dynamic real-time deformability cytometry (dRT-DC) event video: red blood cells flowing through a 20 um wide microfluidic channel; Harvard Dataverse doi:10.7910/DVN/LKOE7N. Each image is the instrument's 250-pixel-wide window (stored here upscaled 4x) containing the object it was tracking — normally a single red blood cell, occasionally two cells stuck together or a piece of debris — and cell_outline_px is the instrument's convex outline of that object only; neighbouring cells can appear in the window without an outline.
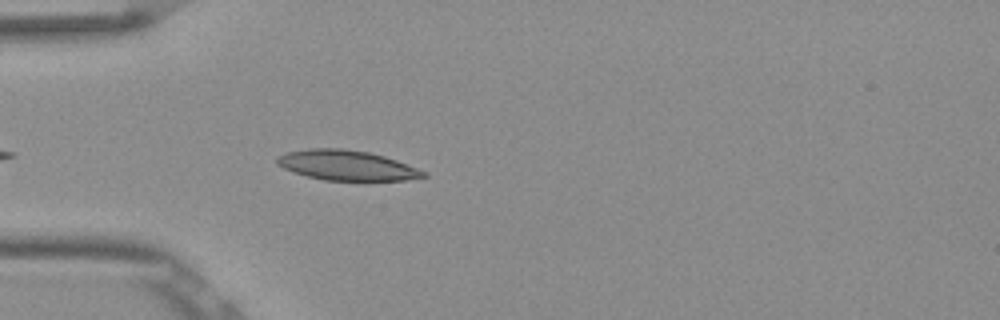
{"species": "Egyptian fruit bat (a non-hibernating species)", "species_latin": "Rousettus aegyptiacus", "temperature_condition": "room temperature", "stored_images_in_passage": 33, "camera_frame_rate_fps": 3000, "um_per_image_px": 0.085, "frame": {"image": 1, "passage_image": 4, "time_ms": 1.0, "image_size_px": [1000, 320], "cell_outline_px": [[428, 176], [408, 180], [324, 180], [308, 176], [284, 168], [276, 164], [276, 156], [288, 152], [308, 148], [340, 148], [368, 152], [384, 156], [396, 160], [428, 172]], "centroid_in_image_um": [29.49, 14.05], "position_along_channel_um": 55.5, "area_um2": 25.49}}
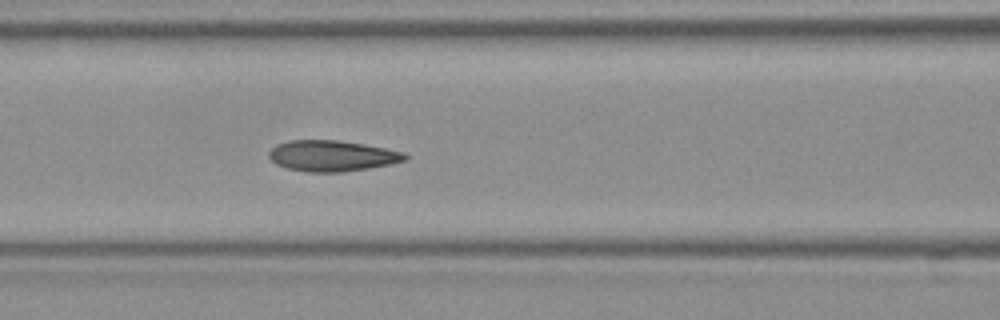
{"frame": {"image": 2, "passage_image": 11, "time_ms": 3.333, "image_size_px": [1000, 320], "cell_outline_px": [[408, 156], [404, 160], [392, 164], [368, 168], [340, 172], [308, 172], [288, 168], [276, 164], [268, 156], [268, 152], [276, 144], [288, 140], [340, 140], [364, 144], [404, 152]], "centroid_in_image_um": [28.2, 13.24], "position_along_channel_um": 138.4, "area_um2": 24.45}}
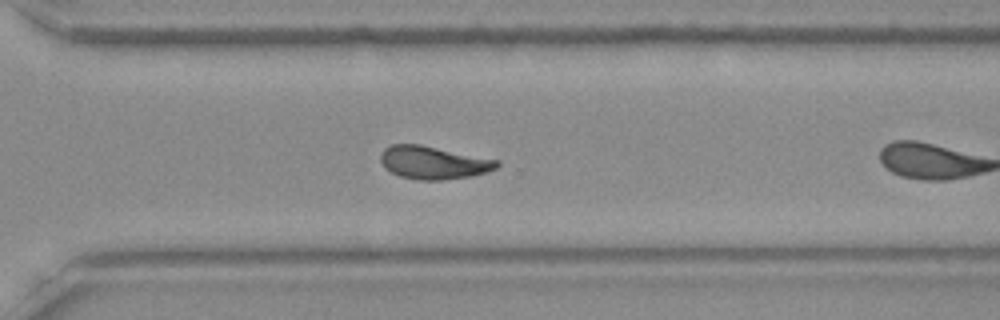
{"frame": {"image": 3, "passage_image": 23, "time_ms": 7.333, "image_size_px": [1000, 320], "cell_outline_px": [[500, 164], [496, 168], [488, 172], [472, 176], [444, 180], [420, 180], [400, 176], [384, 168], [380, 160], [380, 152], [384, 148], [392, 144], [420, 144], [500, 160]], "centroid_in_image_um": [36.85, 13.82], "position_along_channel_um": 333.8, "area_um2": 22.54}, "authors_computed_cell_mechanics": {"area_um2": 23.4668, "velocity_mm_per_s": 3.8555, "shape_relaxation_time_tau1_ms": 2.7531, "shape_relaxation_time_tau2_ms": 1.1763, "deformation_change_tau1": 0.1053, "deformation_change_tau2": 0.0655}}